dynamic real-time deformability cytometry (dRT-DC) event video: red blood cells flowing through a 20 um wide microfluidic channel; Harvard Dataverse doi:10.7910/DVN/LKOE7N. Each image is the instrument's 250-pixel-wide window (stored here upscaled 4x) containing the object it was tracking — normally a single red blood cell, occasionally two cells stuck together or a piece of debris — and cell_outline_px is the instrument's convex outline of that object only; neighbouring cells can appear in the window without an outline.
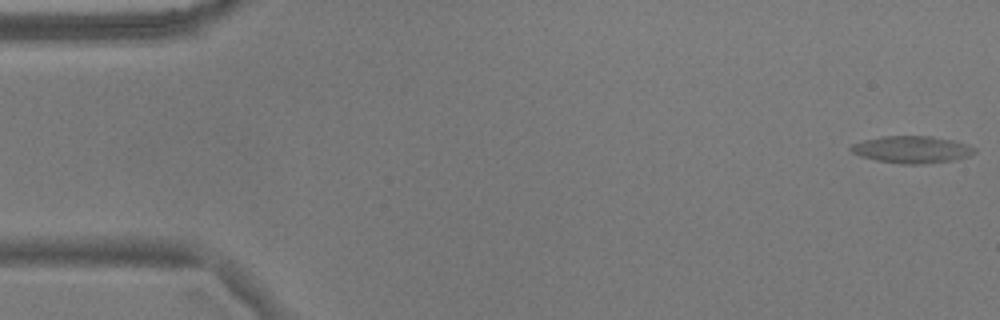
{"species": "common noctule bat (a hibernating species)", "species_latin": "Nyctalus noctula", "temperature_condition": "warm", "stored_images_in_passage": 60, "camera_frame_rate_fps": 3000, "um_per_image_px": 0.085, "animal": {"sex": "male", "body_mass_g": 17.9}, "frame": {"image": 1, "passage_image": 1, "time_ms": 0.0, "image_size_px": [1000, 320], "cell_outline_px": [[976, 152], [968, 156], [956, 160], [920, 164], [900, 164], [876, 160], [860, 156], [852, 152], [848, 148], [852, 144], [864, 140], [880, 136], [932, 136], [952, 140], [976, 148]], "centroid_in_image_um": [77.49, 12.71], "position_along_channel_um": 7.5, "area_um2": 19.54}}
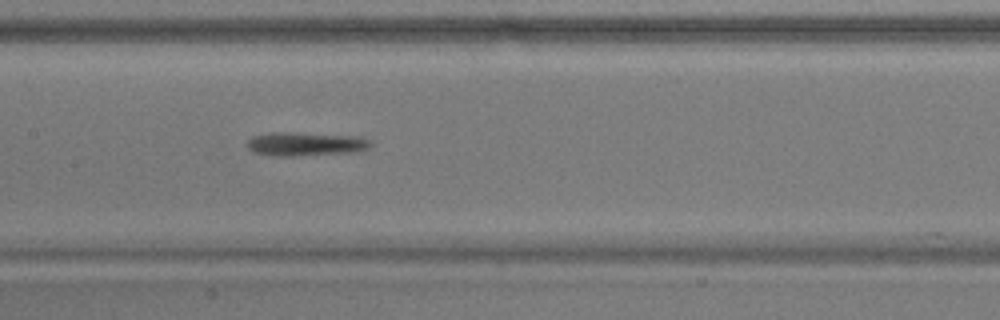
{"frame": {"image": 2, "passage_image": 28, "time_ms": 9.0, "image_size_px": [1000, 320], "cell_outline_px": [[372, 144], [368, 148], [352, 152], [296, 156], [280, 156], [256, 152], [248, 148], [248, 140], [252, 136], [268, 132], [292, 132], [360, 136], [372, 140]], "centroid_in_image_um": [26.01, 12.22], "position_along_channel_um": 181.4, "area_um2": 17.11}}
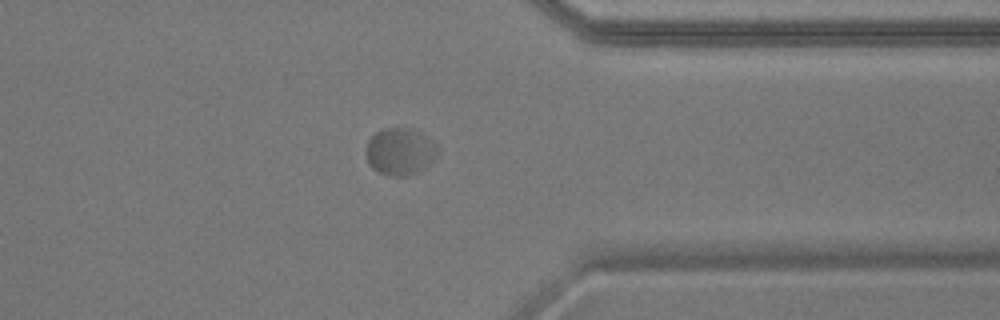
{"frame": {"image": 3, "passage_image": 46, "time_ms": 15.0, "image_size_px": [1000, 320], "cell_outline_px": [[436, 156], [424, 168], [408, 176], [388, 176], [376, 172], [368, 164], [364, 152], [364, 148], [368, 140], [376, 132], [384, 128], [412, 128], [420, 132], [436, 144]], "centroid_in_image_um": [33.93, 12.89], "position_along_channel_um": 377.5, "area_um2": 19.83}}